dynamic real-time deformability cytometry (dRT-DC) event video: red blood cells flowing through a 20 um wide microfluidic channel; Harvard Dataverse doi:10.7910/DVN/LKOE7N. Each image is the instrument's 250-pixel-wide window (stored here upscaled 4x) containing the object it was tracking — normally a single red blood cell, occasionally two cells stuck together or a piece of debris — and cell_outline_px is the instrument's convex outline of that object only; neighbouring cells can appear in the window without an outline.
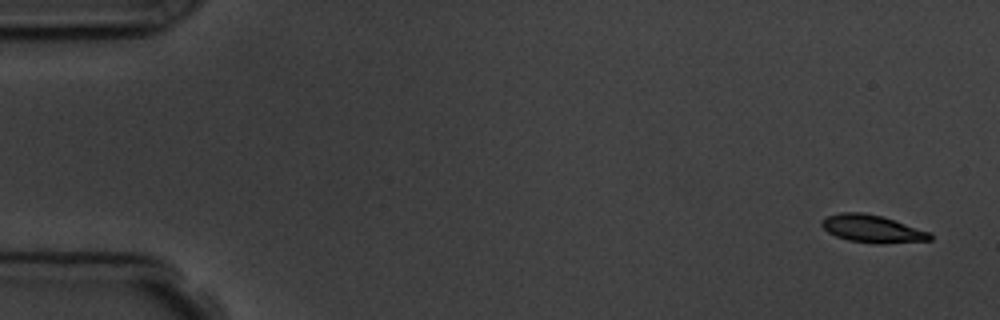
{"species": "common noctule bat (a hibernating species)", "species_latin": "Nyctalus noctula", "temperature_condition": "room temperature", "stored_images_in_passage": 5, "camera_frame_rate_fps": 3000, "um_per_image_px": 0.085, "animal": {"sex": "male", "body_mass_g": 19.5, "forearm_length_mm": 54.6}, "frame": {"image": 1, "passage_image": 1, "time_ms": 0.0, "image_size_px": [1000, 320], "cell_outline_px": [[932, 240], [880, 244], [848, 240], [836, 236], [828, 232], [820, 224], [820, 220], [828, 216], [840, 212], [860, 212], [880, 216], [932, 232]], "centroid_in_image_um": [74.15, 19.45], "position_along_channel_um": 10.9, "area_um2": 17.34}}
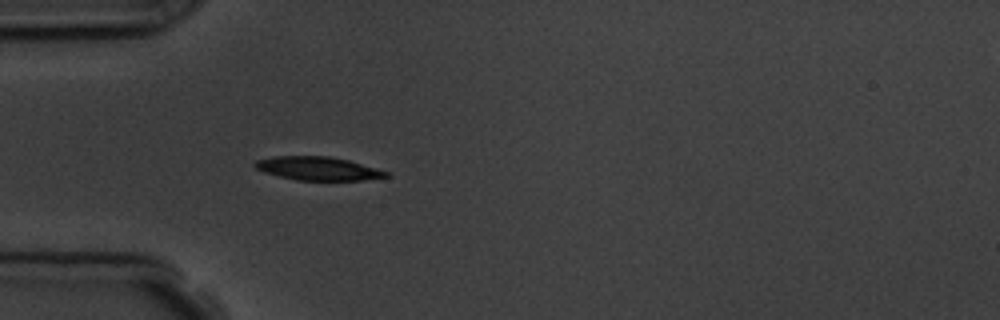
{"frame": {"image": 2, "passage_image": 5, "time_ms": 4.667, "image_size_px": [1000, 320], "cell_outline_px": [[392, 176], [360, 180], [296, 180], [264, 172], [256, 168], [252, 164], [256, 160], [272, 156], [328, 156], [348, 160], [388, 172]], "centroid_in_image_um": [26.99, 14.32], "position_along_channel_um": 58.0, "area_um2": 17.8}}